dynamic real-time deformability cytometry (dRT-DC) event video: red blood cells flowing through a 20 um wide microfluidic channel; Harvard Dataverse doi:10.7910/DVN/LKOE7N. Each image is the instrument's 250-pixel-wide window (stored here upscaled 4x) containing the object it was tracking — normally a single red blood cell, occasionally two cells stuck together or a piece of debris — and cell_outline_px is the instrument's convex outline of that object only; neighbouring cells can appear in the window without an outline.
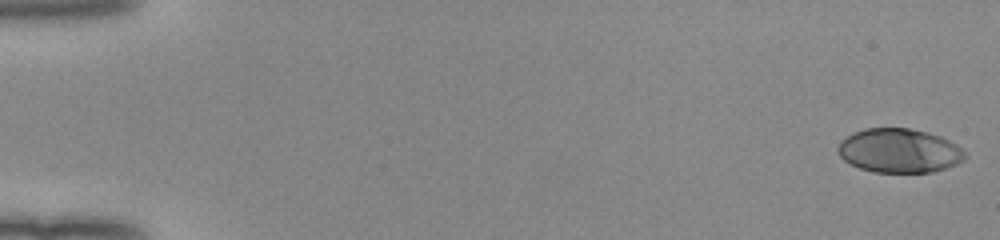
{"species": "human", "species_latin": "Homo sapiens", "temperature_condition": "room temperature", "stored_images_in_passage": 52, "camera_frame_rate_fps": 3000, "um_per_image_px": 0.085, "donor": {"sex": "female"}, "frame": {"image": 1, "passage_image": 1, "time_ms": 0.0, "image_size_px": [1000, 240], "cell_outline_px": [[968, 156], [964, 160], [956, 164], [932, 172], [872, 172], [860, 168], [844, 160], [840, 156], [836, 148], [840, 140], [864, 128], [908, 128], [928, 132], [940, 136], [956, 144]], "centroid_in_image_um": [76.43, 12.81], "position_along_channel_um": 8.6, "area_um2": 32.6}}
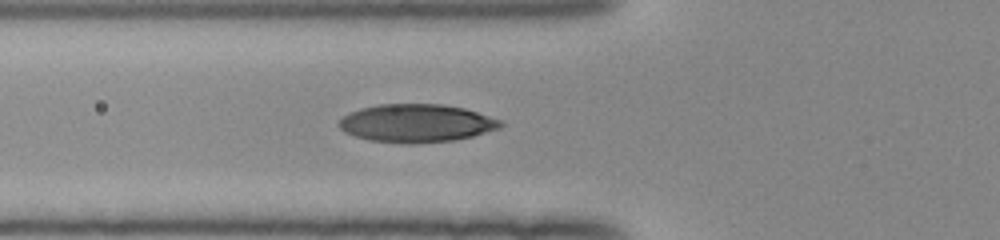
{"frame": {"image": 2, "passage_image": 20, "time_ms": 6.333, "image_size_px": [1000, 240], "cell_outline_px": [[504, 124], [500, 128], [472, 136], [456, 140], [412, 144], [408, 144], [368, 140], [344, 132], [336, 124], [348, 112], [360, 108], [380, 104], [444, 104], [464, 108], [504, 120]], "centroid_in_image_um": [35.41, 10.47], "position_along_channel_um": 90.4, "area_um2": 36.18}}
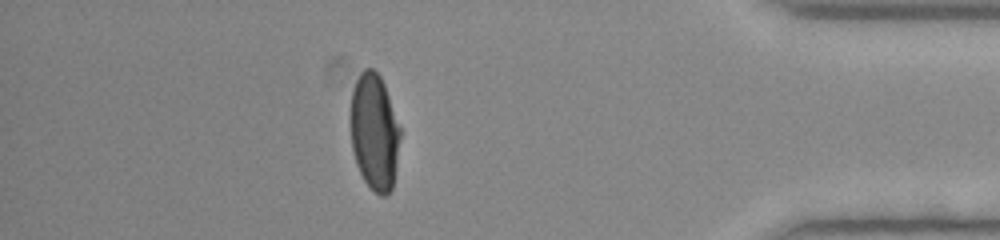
{"frame": {"image": 3, "passage_image": 46, "time_ms": 15.0, "image_size_px": [1000, 240], "cell_outline_px": [[400, 136], [392, 188], [384, 196], [380, 196], [364, 180], [356, 164], [352, 148], [348, 120], [352, 92], [356, 80], [360, 72], [364, 68], [372, 68], [380, 76], [384, 84], [400, 128]], "centroid_in_image_um": [31.78, 11.18], "position_along_channel_um": 403.4, "area_um2": 33.76}, "authors_computed_cell_mechanics": {"area_um2": 34.7089, "velocity_mm_per_s": 4.0278, "shape_relaxation_time_tau1_ms": 4.4005, "shape_relaxation_time_tau2_ms": null, "deformation_change_tau1": 0.2224, "deformation_change_tau2": null}}